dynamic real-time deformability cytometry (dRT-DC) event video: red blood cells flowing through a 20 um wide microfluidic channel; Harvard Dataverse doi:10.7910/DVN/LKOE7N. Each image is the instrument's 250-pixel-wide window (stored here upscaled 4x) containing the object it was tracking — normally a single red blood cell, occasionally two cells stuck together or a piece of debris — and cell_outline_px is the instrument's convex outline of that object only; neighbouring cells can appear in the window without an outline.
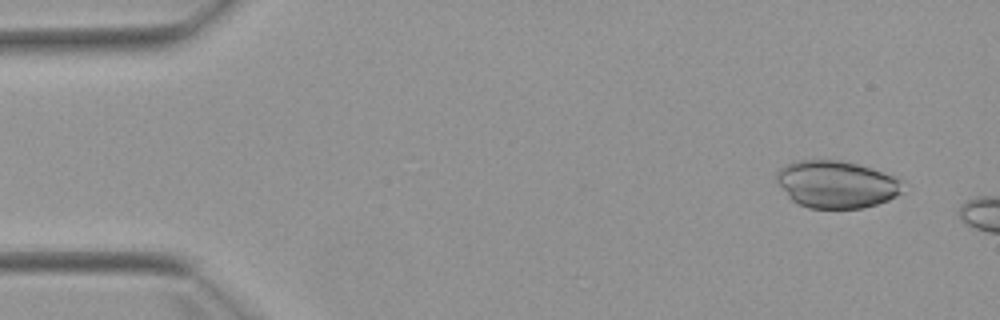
{"species": "Egyptian fruit bat (a non-hibernating species)", "species_latin": "Rousettus aegyptiacus", "temperature_condition": "warm", "stored_images_in_passage": 3, "camera_frame_rate_fps": 3000, "um_per_image_px": 0.085, "animal": {"sex": "female"}, "frame": {"image": 1, "passage_image": 1, "time_ms": 0.0, "image_size_px": [1000, 320], "cell_outline_px": [[900, 192], [896, 196], [888, 200], [876, 204], [860, 208], [808, 208], [792, 200], [788, 196], [776, 180], [776, 172], [780, 168], [796, 160], [840, 160], [856, 164], [892, 176], [900, 180]], "centroid_in_image_um": [71.03, 15.67], "position_along_channel_um": 14.0, "area_um2": 34.16}}